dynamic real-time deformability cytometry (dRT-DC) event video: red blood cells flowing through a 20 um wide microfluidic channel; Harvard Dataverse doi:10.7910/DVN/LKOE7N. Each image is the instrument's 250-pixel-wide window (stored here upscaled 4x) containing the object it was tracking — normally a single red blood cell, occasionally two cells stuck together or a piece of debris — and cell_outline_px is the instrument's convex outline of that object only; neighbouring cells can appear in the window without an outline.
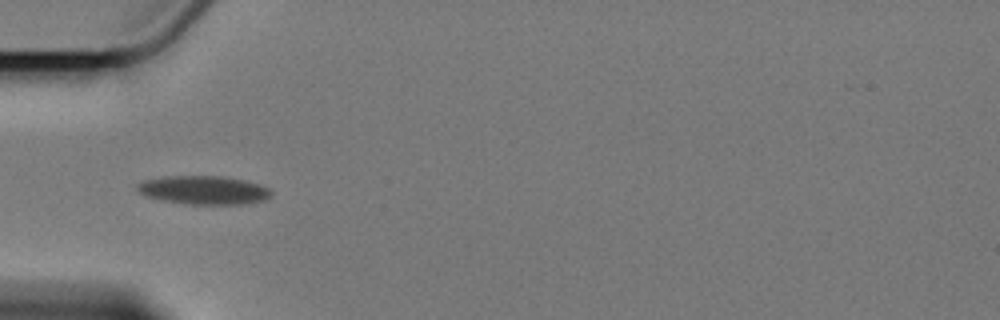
{"species": "Egyptian fruit bat (a non-hibernating species)", "species_latin": "Rousettus aegyptiacus", "temperature_condition": "cold", "stored_images_in_passage": 2, "camera_frame_rate_fps": 3000, "um_per_image_px": 0.085, "animal": {"sex": "female"}, "frame": {"image": 1, "passage_image": 1, "time_ms": 0.0, "image_size_px": [1000, 320], "cell_outline_px": [[272, 196], [264, 200], [244, 204], [184, 204], [160, 200], [144, 196], [136, 192], [136, 184], [144, 180], [160, 176], [224, 176], [244, 180], [260, 184], [268, 188], [272, 192]], "centroid_in_image_um": [17.26, 16.16], "position_along_channel_um": 67.7, "area_um2": 22.72}}
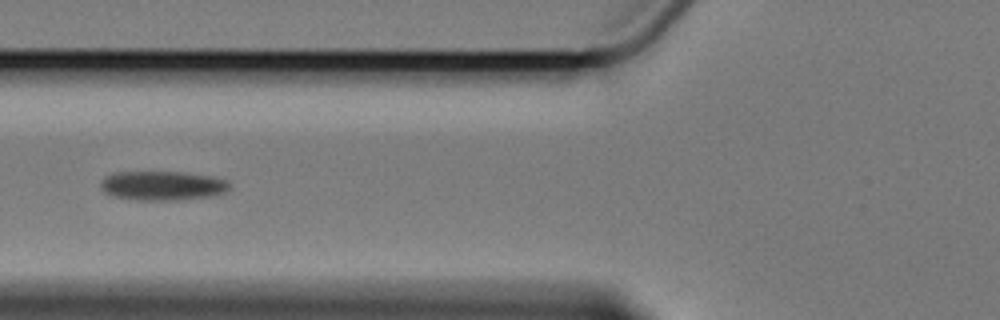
{"frame": {"image": 2, "passage_image": 2, "time_ms": 1.333, "image_size_px": [1000, 320], "cell_outline_px": [[228, 188], [224, 192], [212, 196], [180, 200], [128, 200], [112, 196], [104, 192], [100, 188], [100, 180], [104, 176], [112, 172], [184, 172], [212, 176], [228, 180]], "centroid_in_image_um": [13.74, 15.78], "position_along_channel_um": 112.1, "area_um2": 22.37}}